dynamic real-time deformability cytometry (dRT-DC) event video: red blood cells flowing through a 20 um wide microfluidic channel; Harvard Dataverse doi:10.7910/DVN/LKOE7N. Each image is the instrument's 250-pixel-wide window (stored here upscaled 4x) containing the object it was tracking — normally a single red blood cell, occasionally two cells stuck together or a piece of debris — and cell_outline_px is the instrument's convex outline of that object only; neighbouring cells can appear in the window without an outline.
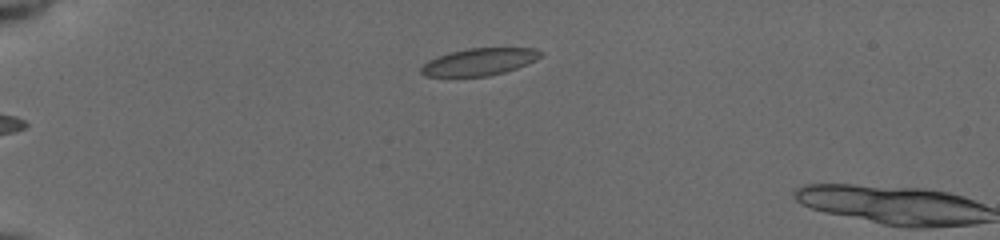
{"species": "common noctule bat (a hibernating species)", "species_latin": "Nyctalus noctula", "temperature_condition": "cold", "stored_images_in_passage": 2, "camera_frame_rate_fps": 3000, "um_per_image_px": 0.085, "animal": {"sex": "female", "body_mass_g": 19.5, "forearm_length_mm": 54.1}, "frame": {"image": 1, "passage_image": 1, "time_ms": 0.0, "image_size_px": [1000, 240], "cell_outline_px": [[544, 56], [536, 60], [516, 68], [504, 72], [488, 76], [424, 76], [420, 72], [420, 68], [428, 60], [436, 56], [448, 52], [468, 48], [536, 48], [544, 52]], "centroid_in_image_um": [40.75, 5.24], "position_along_channel_um": 44.2, "area_um2": 19.07}}